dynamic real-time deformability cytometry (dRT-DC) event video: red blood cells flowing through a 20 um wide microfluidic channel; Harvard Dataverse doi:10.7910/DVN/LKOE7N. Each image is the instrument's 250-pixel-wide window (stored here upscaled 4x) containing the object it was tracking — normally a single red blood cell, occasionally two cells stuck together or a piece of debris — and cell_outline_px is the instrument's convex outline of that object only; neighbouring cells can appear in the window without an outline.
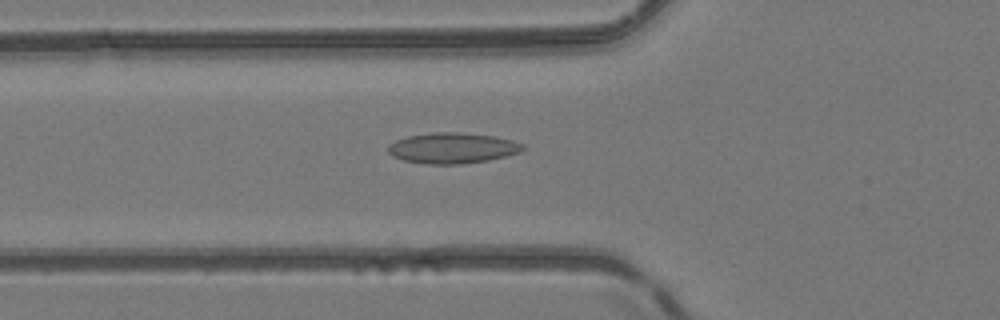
{"species": "common noctule bat (a hibernating species)", "species_latin": "Nyctalus noctula", "temperature_condition": "room temperature", "stored_images_in_passage": 18, "camera_frame_rate_fps": 3000, "um_per_image_px": 0.085, "animal": {"sex": "female", "body_mass_g": 24.6, "forearm_length_mm": 56.2}, "frame": {"image": 1, "passage_image": 13, "time_ms": 4.0, "image_size_px": [1000, 320], "cell_outline_px": [[524, 148], [520, 152], [488, 160], [460, 164], [428, 164], [404, 160], [392, 156], [388, 152], [388, 144], [396, 140], [408, 136], [432, 132], [460, 132], [496, 136], [512, 140], [524, 144]], "centroid_in_image_um": [38.45, 12.57], "position_along_channel_um": 87.3, "area_um2": 24.1}}